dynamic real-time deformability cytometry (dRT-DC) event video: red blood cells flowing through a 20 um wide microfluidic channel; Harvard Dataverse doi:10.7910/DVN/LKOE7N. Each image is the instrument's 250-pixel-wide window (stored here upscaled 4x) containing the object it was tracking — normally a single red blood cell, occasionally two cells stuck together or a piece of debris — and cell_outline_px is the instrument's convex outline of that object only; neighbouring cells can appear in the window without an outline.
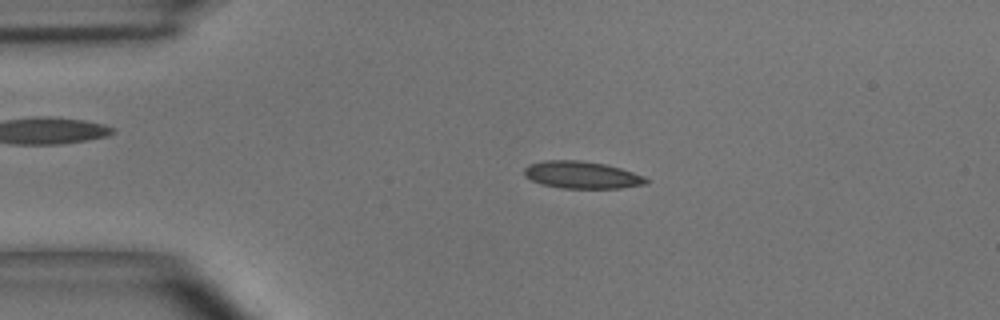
{"species": "common noctule bat (a hibernating species)", "species_latin": "Nyctalus noctula", "temperature_condition": "room temperature", "stored_images_in_passage": 17, "camera_frame_rate_fps": 3000, "um_per_image_px": 0.085, "animal": {"sex": "male", "body_mass_g": 15.6}, "frame": {"image": 1, "passage_image": 9, "time_ms": 2.667, "image_size_px": [1000, 320], "cell_outline_px": [[648, 184], [620, 188], [560, 188], [540, 184], [524, 176], [524, 168], [528, 164], [548, 160], [580, 160], [604, 164], [620, 168], [644, 176], [648, 180]], "centroid_in_image_um": [49.44, 14.87], "position_along_channel_um": 35.6, "area_um2": 19.36}}
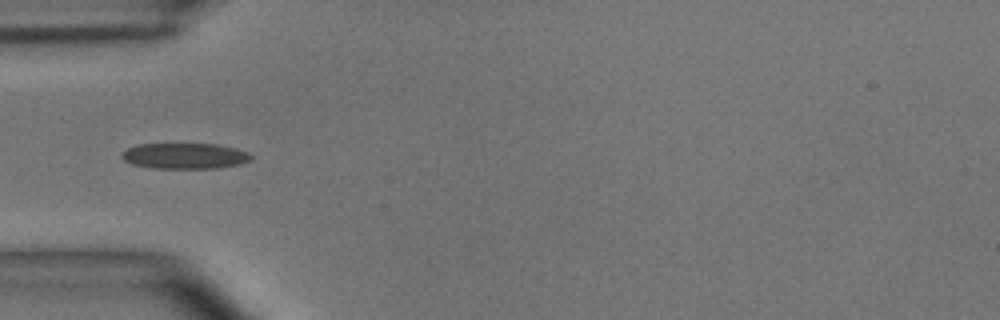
{"frame": {"image": 2, "passage_image": 14, "time_ms": 4.333, "image_size_px": [1000, 320], "cell_outline_px": [[252, 156], [248, 160], [240, 164], [216, 168], [152, 168], [132, 164], [124, 160], [120, 156], [128, 148], [136, 144], [216, 144], [236, 148], [248, 152]], "centroid_in_image_um": [15.69, 13.25], "position_along_channel_um": 69.3, "area_um2": 19.31}}